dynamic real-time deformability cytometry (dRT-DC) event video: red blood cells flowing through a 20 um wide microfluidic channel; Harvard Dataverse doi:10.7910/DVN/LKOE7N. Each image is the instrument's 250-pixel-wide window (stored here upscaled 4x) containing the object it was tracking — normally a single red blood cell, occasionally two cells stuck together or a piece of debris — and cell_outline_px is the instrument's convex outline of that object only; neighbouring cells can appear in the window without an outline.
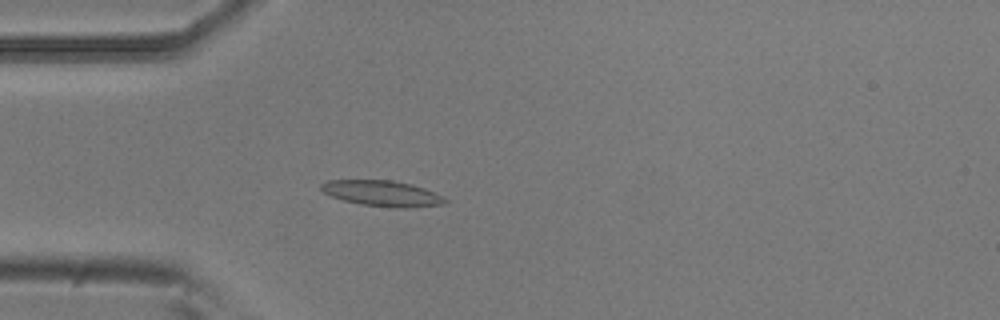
{"species": "common noctule bat (a hibernating species)", "species_latin": "Nyctalus noctula", "temperature_condition": "room temperature", "stored_images_in_passage": 41, "camera_frame_rate_fps": 3000, "um_per_image_px": 0.085, "animal": {"sex": "male", "body_mass_g": 20.5, "forearm_length_mm": 52.5}, "frame": {"image": 1, "passage_image": 3, "time_ms": 0.667, "image_size_px": [1000, 320], "cell_outline_px": [[448, 200], [444, 204], [412, 208], [396, 208], [360, 204], [344, 200], [332, 196], [324, 192], [320, 188], [320, 184], [328, 180], [392, 180], [412, 184], [436, 192], [444, 196]], "centroid_in_image_um": [32.54, 16.44], "position_along_channel_um": 52.5, "area_um2": 18.73}}
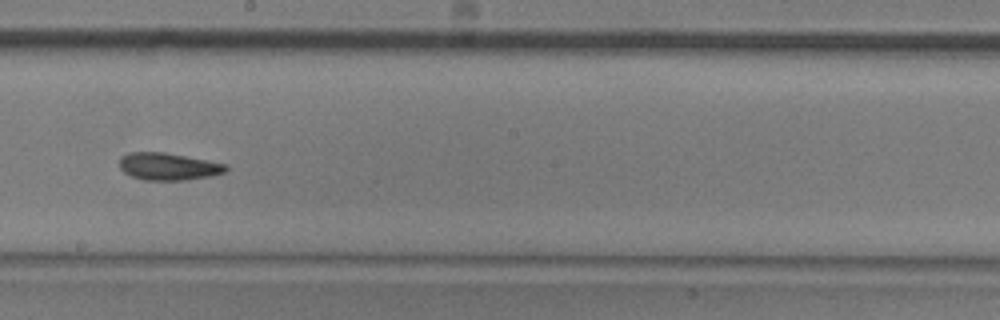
{"frame": {"image": 2, "passage_image": 18, "time_ms": 5.667, "image_size_px": [1000, 320], "cell_outline_px": [[228, 168], [224, 172], [212, 176], [184, 180], [144, 180], [132, 176], [124, 172], [120, 168], [120, 156], [128, 152], [164, 152], [228, 164]], "centroid_in_image_um": [14.3, 14.15], "position_along_channel_um": 233.9, "area_um2": 16.94}}
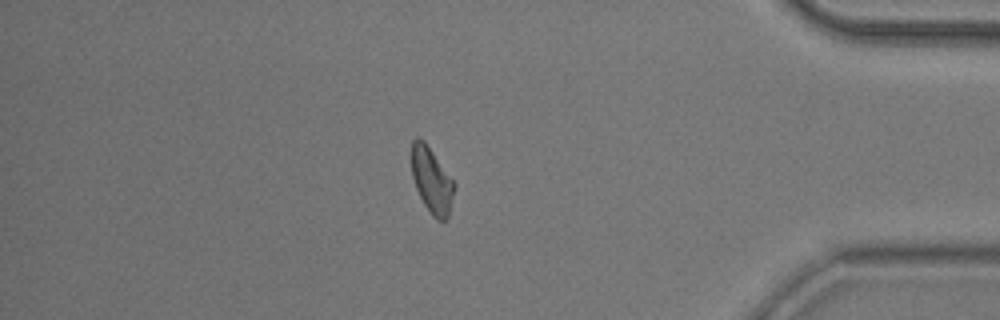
{"frame": {"image": 3, "passage_image": 34, "time_ms": 11.0, "image_size_px": [1000, 320], "cell_outline_px": [[456, 184], [448, 216], [444, 220], [436, 220], [432, 216], [424, 204], [416, 188], [412, 176], [412, 140], [416, 136], [424, 140]], "centroid_in_image_um": [36.69, 15.32], "position_along_channel_um": 398.5, "area_um2": 16.18}, "authors_computed_cell_mechanics": {"area_um2": 16.6464, "velocity_mm_per_s": 3.7606, "shape_relaxation_time_tau1_ms": 5.1501, "shape_relaxation_time_tau2_ms": 4.2591, "deformation_change_tau1": 0.1318, "deformation_change_tau2": 0.1015}}